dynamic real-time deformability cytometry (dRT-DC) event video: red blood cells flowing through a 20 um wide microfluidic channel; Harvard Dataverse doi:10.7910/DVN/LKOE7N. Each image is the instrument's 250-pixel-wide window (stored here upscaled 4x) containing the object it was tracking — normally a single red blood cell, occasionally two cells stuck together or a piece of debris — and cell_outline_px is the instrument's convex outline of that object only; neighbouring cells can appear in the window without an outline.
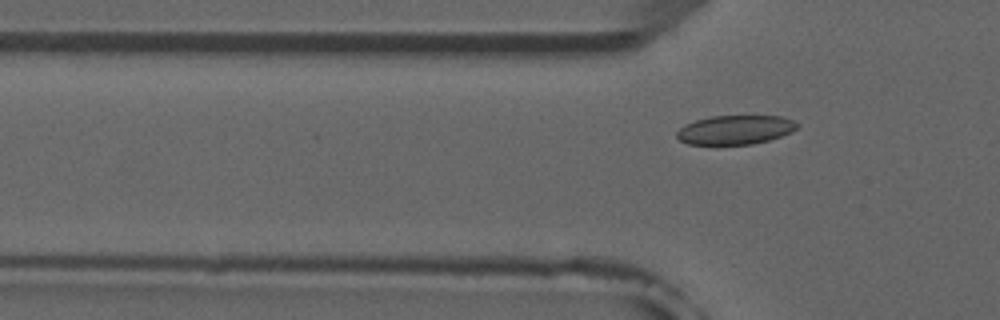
{"species": "common noctule bat (a hibernating species)", "species_latin": "Nyctalus noctula", "temperature_condition": "room temperature", "stored_images_in_passage": 3, "camera_frame_rate_fps": 3000, "um_per_image_px": 0.085, "animal": {"sex": "male", "forearm_length_mm": 52.5}, "frame": {"image": 1, "passage_image": 3, "time_ms": 2.333, "image_size_px": [1000, 320], "cell_outline_px": [[800, 124], [792, 132], [768, 140], [752, 144], [688, 144], [680, 140], [676, 136], [676, 132], [684, 124], [696, 120], [712, 116], [780, 116], [792, 120]], "centroid_in_image_um": [62.49, 11.03], "position_along_channel_um": 63.3, "area_um2": 20.29}}